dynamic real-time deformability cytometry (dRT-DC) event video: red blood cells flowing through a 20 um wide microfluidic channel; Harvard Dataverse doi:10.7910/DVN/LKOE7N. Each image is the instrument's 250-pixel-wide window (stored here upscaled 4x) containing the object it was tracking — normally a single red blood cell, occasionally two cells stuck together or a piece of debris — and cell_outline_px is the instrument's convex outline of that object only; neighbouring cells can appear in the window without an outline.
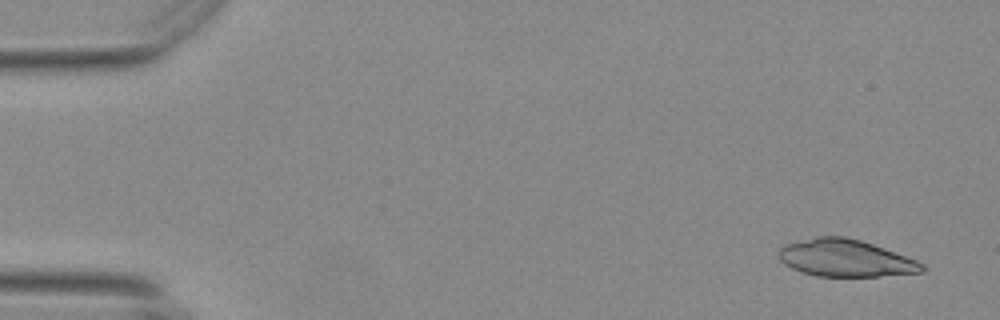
{"species": "Egyptian fruit bat (a non-hibernating species)", "species_latin": "Rousettus aegyptiacus", "temperature_condition": "warm", "stored_images_in_passage": 36, "camera_frame_rate_fps": 3000, "um_per_image_px": 0.085, "animal": {"sex": "female"}, "frame": {"image": 1, "passage_image": 2, "time_ms": 0.333, "image_size_px": [1000, 320], "cell_outline_px": [[928, 268], [924, 272], [876, 276], [816, 276], [800, 272], [784, 264], [780, 260], [776, 252], [784, 244], [816, 236], [844, 236], [860, 240], [884, 248], [916, 260], [924, 264]], "centroid_in_image_um": [71.83, 21.94], "position_along_channel_um": 13.2, "area_um2": 31.15}}
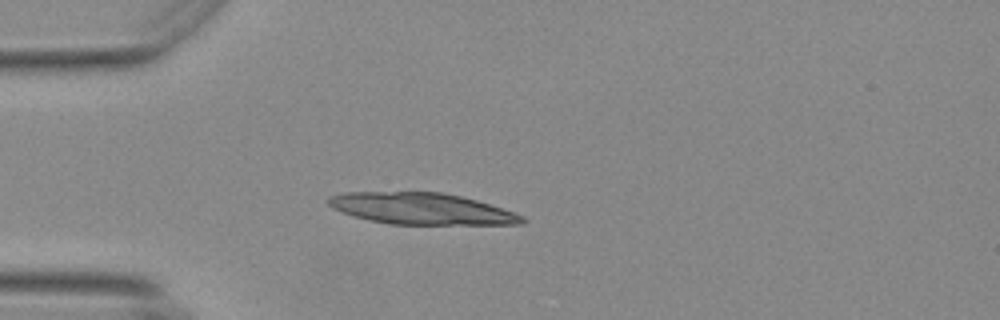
{"frame": {"image": 2, "passage_image": 14, "time_ms": 4.333, "image_size_px": [1000, 320], "cell_outline_px": [[528, 220], [524, 224], [388, 224], [368, 220], [352, 216], [332, 208], [328, 204], [328, 196], [344, 192], [440, 192], [460, 196], [476, 200], [524, 216]], "centroid_in_image_um": [35.78, 17.74], "position_along_channel_um": 49.2, "area_um2": 35.43}}